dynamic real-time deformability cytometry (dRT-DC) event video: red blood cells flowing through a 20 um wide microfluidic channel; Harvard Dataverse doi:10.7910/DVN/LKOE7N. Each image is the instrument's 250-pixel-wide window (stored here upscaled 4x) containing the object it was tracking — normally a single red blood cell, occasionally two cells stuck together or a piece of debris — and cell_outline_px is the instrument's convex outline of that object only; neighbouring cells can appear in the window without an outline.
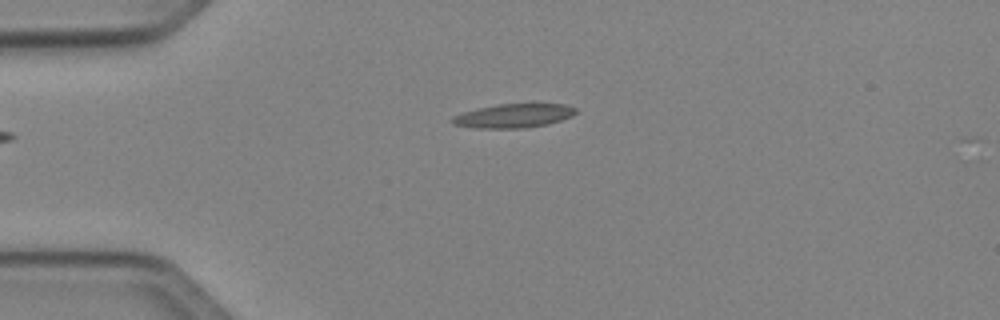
{"species": "Egyptian fruit bat (a non-hibernating species)", "species_latin": "Rousettus aegyptiacus", "temperature_condition": "cold", "stored_images_in_passage": 3, "camera_frame_rate_fps": 3000, "um_per_image_px": 0.085, "animal": {"sex": "female"}, "frame": {"image": 1, "passage_image": 3, "time_ms": 2.333, "image_size_px": [1000, 320], "cell_outline_px": [[576, 112], [572, 116], [548, 124], [524, 128], [472, 128], [452, 124], [452, 116], [464, 112], [496, 104], [564, 104], [576, 108]], "centroid_in_image_um": [43.65, 9.85], "position_along_channel_um": 41.4, "area_um2": 17.11}}